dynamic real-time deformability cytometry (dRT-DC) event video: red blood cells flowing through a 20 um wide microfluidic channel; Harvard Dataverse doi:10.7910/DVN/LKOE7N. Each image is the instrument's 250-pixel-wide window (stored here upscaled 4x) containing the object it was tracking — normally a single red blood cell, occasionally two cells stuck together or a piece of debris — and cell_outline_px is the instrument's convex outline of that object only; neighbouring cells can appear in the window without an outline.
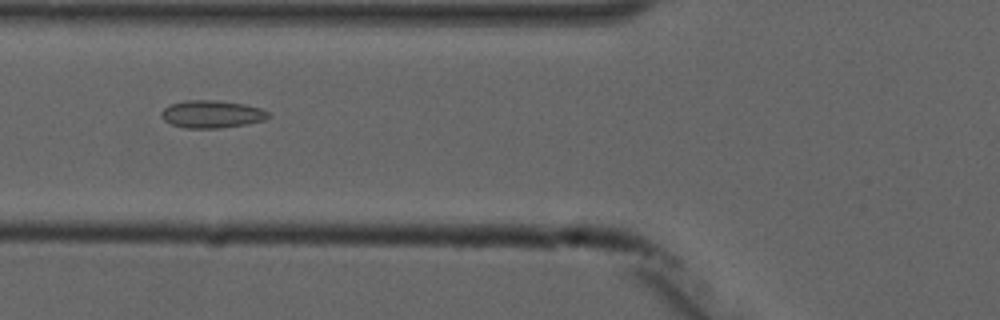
{"species": "common noctule bat (a hibernating species)", "species_latin": "Nyctalus noctula", "temperature_condition": "cold", "stored_images_in_passage": 7, "camera_frame_rate_fps": 3000, "um_per_image_px": 0.085, "animal": {"sex": "male", "forearm_length_mm": 52.5}, "frame": {"image": 1, "passage_image": 6, "time_ms": 5.667, "image_size_px": [1000, 320], "cell_outline_px": [[272, 116], [264, 120], [248, 124], [220, 128], [184, 128], [172, 124], [164, 120], [160, 116], [160, 112], [168, 104], [188, 100], [216, 100], [244, 104], [260, 108], [272, 112]], "centroid_in_image_um": [18.02, 9.7], "position_along_channel_um": 107.8, "area_um2": 17.46}}
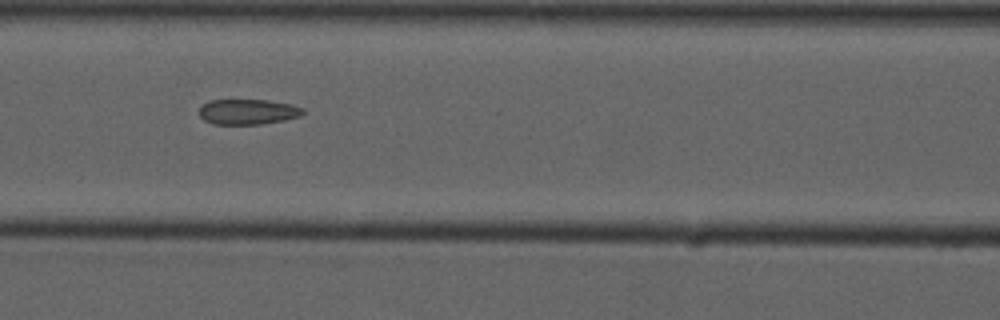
{"frame": {"image": 2, "passage_image": 7, "time_ms": 6.667, "image_size_px": [1000, 320], "cell_outline_px": [[304, 112], [300, 116], [284, 120], [260, 124], [212, 124], [204, 120], [200, 116], [200, 108], [204, 104], [212, 100], [268, 100], [292, 104], [304, 108]], "centroid_in_image_um": [21.09, 9.5], "position_along_channel_um": 145.5, "area_um2": 15.26}}